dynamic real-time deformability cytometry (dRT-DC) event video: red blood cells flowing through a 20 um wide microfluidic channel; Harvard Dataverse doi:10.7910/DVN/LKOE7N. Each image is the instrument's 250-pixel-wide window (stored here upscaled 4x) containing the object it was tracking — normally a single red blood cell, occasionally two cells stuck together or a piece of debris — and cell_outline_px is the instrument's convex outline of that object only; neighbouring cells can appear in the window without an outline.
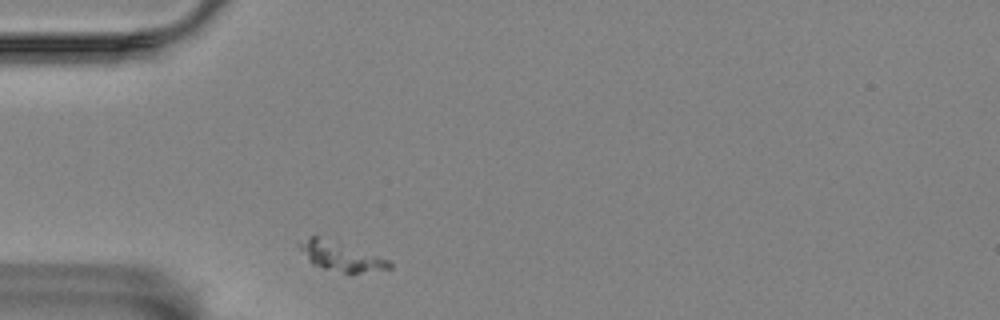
{"species": "Egyptian fruit bat (a non-hibernating species)", "species_latin": "Rousettus aegyptiacus", "temperature_condition": "room temperature", "stored_images_in_passage": 36, "camera_frame_rate_fps": 3000, "um_per_image_px": 0.085, "animal": {"sex": "female"}, "frame": {"image": 1, "passage_image": 1, "time_ms": 0.0, "image_size_px": [1000, 320], "cell_outline_px": [[392, 268], [352, 276], [348, 276], [312, 264], [308, 260], [296, 244], [308, 236], [316, 236], [392, 260]], "centroid_in_image_um": [29.02, 21.86], "position_along_channel_um": 56.0, "area_um2": 15.61}}
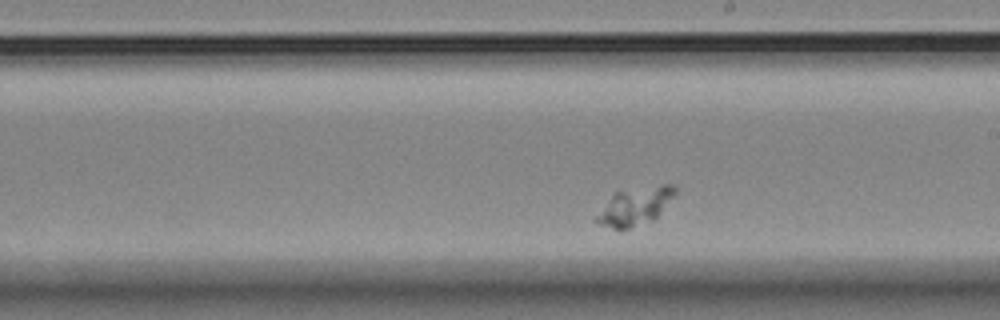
{"frame": {"image": 2, "passage_image": 19, "time_ms": 6.0, "image_size_px": [1000, 320], "cell_outline_px": [[676, 192], [656, 216], [652, 220], [628, 228], [612, 228], [600, 224], [592, 220], [612, 196], [616, 192], [660, 184], [676, 184]], "centroid_in_image_um": [53.97, 17.52], "position_along_channel_um": 235.0, "area_um2": 16.7}}
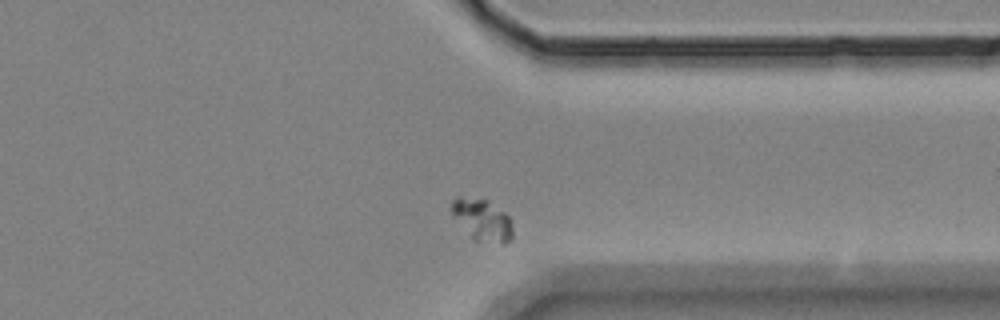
{"frame": {"image": 3, "passage_image": 32, "time_ms": 10.333, "image_size_px": [1000, 320], "cell_outline_px": [[512, 240], [504, 244], [500, 244], [472, 240], [452, 216], [448, 208], [452, 200], [456, 196], [460, 196], [488, 200], [504, 212], [508, 216], [512, 224]], "centroid_in_image_um": [40.94, 18.7], "position_along_channel_um": 370.5, "area_um2": 15.37}}